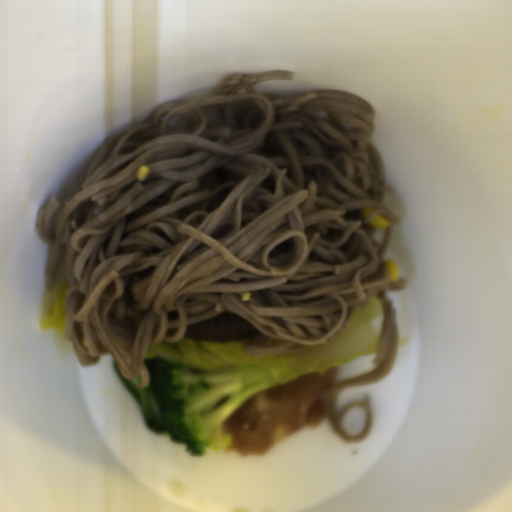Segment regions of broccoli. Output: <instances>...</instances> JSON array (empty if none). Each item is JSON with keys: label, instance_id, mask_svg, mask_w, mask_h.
I'll use <instances>...</instances> for the list:
<instances>
[{"label": "broccoli", "instance_id": "obj_1", "mask_svg": "<svg viewBox=\"0 0 512 512\" xmlns=\"http://www.w3.org/2000/svg\"><path fill=\"white\" fill-rule=\"evenodd\" d=\"M143 364L170 442L184 444L188 455L198 458L207 448L226 451L233 439L222 433L221 424L245 401L276 385L259 365L194 372L157 356L144 358Z\"/></svg>", "mask_w": 512, "mask_h": 512}]
</instances>
